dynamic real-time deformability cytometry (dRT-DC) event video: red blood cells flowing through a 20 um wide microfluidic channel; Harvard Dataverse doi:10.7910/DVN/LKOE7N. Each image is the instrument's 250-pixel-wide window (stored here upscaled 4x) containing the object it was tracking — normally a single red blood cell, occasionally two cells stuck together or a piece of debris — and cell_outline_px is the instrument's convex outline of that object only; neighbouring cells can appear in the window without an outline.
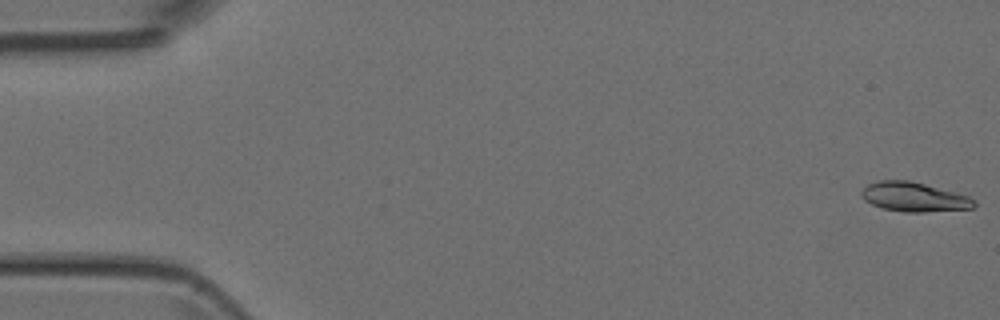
{"species": "Egyptian fruit bat (a non-hibernating species)", "species_latin": "Rousettus aegyptiacus", "temperature_condition": "room temperature", "stored_images_in_passage": 49, "camera_frame_rate_fps": 3000, "um_per_image_px": 0.085, "animal": {"sex": "female"}, "frame": {"image": 1, "passage_image": 1, "time_ms": 0.0, "image_size_px": [1000, 320], "cell_outline_px": [[976, 204], [972, 208], [924, 212], [904, 212], [884, 208], [872, 204], [864, 200], [860, 196], [860, 192], [868, 184], [880, 180], [908, 180], [924, 184], [968, 196], [976, 200]], "centroid_in_image_um": [77.67, 16.74], "position_along_channel_um": 7.3, "area_um2": 19.07}}
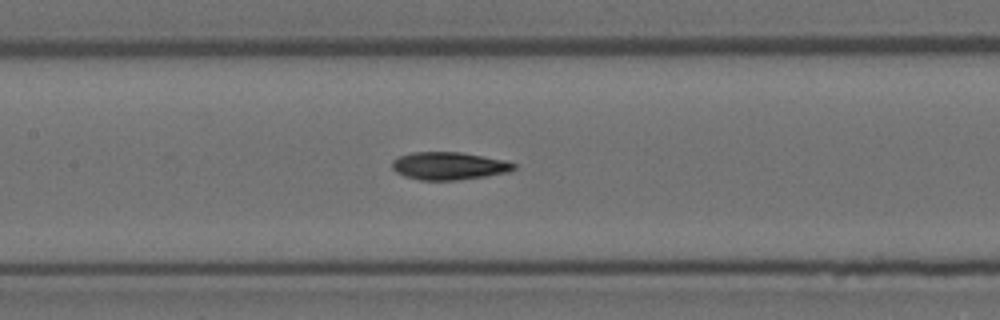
{"frame": {"image": 2, "passage_image": 23, "time_ms": 7.333, "image_size_px": [1000, 320], "cell_outline_px": [[516, 168], [508, 172], [484, 176], [456, 180], [420, 180], [404, 176], [396, 172], [392, 168], [392, 160], [400, 156], [412, 152], [460, 152], [484, 156], [504, 160], [516, 164]], "centroid_in_image_um": [38.14, 14.1], "position_along_channel_um": 169.3, "area_um2": 19.59}}
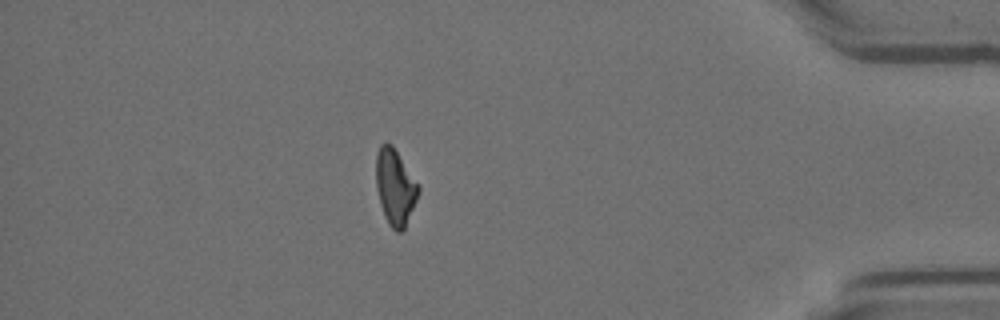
{"frame": {"image": 3, "passage_image": 43, "time_ms": 14.0, "image_size_px": [1000, 320], "cell_outline_px": [[420, 192], [404, 228], [400, 232], [396, 232], [388, 224], [384, 216], [380, 204], [376, 188], [376, 152], [380, 144], [384, 140], [392, 144], [420, 188]], "centroid_in_image_um": [33.56, 15.88], "position_along_channel_um": 401.6, "area_um2": 18.73}}